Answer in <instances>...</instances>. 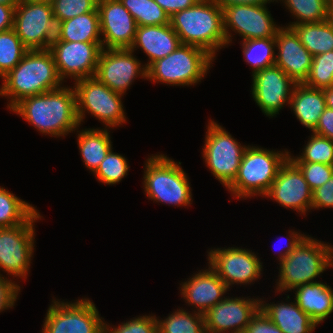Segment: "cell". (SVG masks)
Returning a JSON list of instances; mask_svg holds the SVG:
<instances>
[{
	"instance_id": "1",
	"label": "cell",
	"mask_w": 333,
	"mask_h": 333,
	"mask_svg": "<svg viewBox=\"0 0 333 333\" xmlns=\"http://www.w3.org/2000/svg\"><path fill=\"white\" fill-rule=\"evenodd\" d=\"M10 110L45 135L66 136L80 127L74 87L61 86L43 94L25 97Z\"/></svg>"
},
{
	"instance_id": "2",
	"label": "cell",
	"mask_w": 333,
	"mask_h": 333,
	"mask_svg": "<svg viewBox=\"0 0 333 333\" xmlns=\"http://www.w3.org/2000/svg\"><path fill=\"white\" fill-rule=\"evenodd\" d=\"M1 79L4 82L0 96L10 99L8 109L25 97L43 94L63 85L49 49L28 50L22 60Z\"/></svg>"
},
{
	"instance_id": "3",
	"label": "cell",
	"mask_w": 333,
	"mask_h": 333,
	"mask_svg": "<svg viewBox=\"0 0 333 333\" xmlns=\"http://www.w3.org/2000/svg\"><path fill=\"white\" fill-rule=\"evenodd\" d=\"M170 26L181 44L200 47L214 58L216 52L227 45L223 9L214 0H199L176 12L170 17Z\"/></svg>"
},
{
	"instance_id": "4",
	"label": "cell",
	"mask_w": 333,
	"mask_h": 333,
	"mask_svg": "<svg viewBox=\"0 0 333 333\" xmlns=\"http://www.w3.org/2000/svg\"><path fill=\"white\" fill-rule=\"evenodd\" d=\"M277 292L316 282V278L333 266V246L309 235L279 262ZM315 280V281H314Z\"/></svg>"
},
{
	"instance_id": "5",
	"label": "cell",
	"mask_w": 333,
	"mask_h": 333,
	"mask_svg": "<svg viewBox=\"0 0 333 333\" xmlns=\"http://www.w3.org/2000/svg\"><path fill=\"white\" fill-rule=\"evenodd\" d=\"M288 157V150L276 152L247 145L237 176L226 189L238 199L264 196Z\"/></svg>"
},
{
	"instance_id": "6",
	"label": "cell",
	"mask_w": 333,
	"mask_h": 333,
	"mask_svg": "<svg viewBox=\"0 0 333 333\" xmlns=\"http://www.w3.org/2000/svg\"><path fill=\"white\" fill-rule=\"evenodd\" d=\"M144 165L143 187L149 199L177 207L191 205L192 189L181 162L164 154H152Z\"/></svg>"
},
{
	"instance_id": "7",
	"label": "cell",
	"mask_w": 333,
	"mask_h": 333,
	"mask_svg": "<svg viewBox=\"0 0 333 333\" xmlns=\"http://www.w3.org/2000/svg\"><path fill=\"white\" fill-rule=\"evenodd\" d=\"M214 57L204 49L187 44L179 47L147 68V80L171 86H191L201 82Z\"/></svg>"
},
{
	"instance_id": "8",
	"label": "cell",
	"mask_w": 333,
	"mask_h": 333,
	"mask_svg": "<svg viewBox=\"0 0 333 333\" xmlns=\"http://www.w3.org/2000/svg\"><path fill=\"white\" fill-rule=\"evenodd\" d=\"M74 82L79 124L85 119L86 113L102 121L108 129L120 126L127 121L121 99L122 94L114 92L95 76Z\"/></svg>"
},
{
	"instance_id": "9",
	"label": "cell",
	"mask_w": 333,
	"mask_h": 333,
	"mask_svg": "<svg viewBox=\"0 0 333 333\" xmlns=\"http://www.w3.org/2000/svg\"><path fill=\"white\" fill-rule=\"evenodd\" d=\"M209 121L202 148L203 159L213 176L227 188L237 176L247 146L237 142L217 122Z\"/></svg>"
},
{
	"instance_id": "10",
	"label": "cell",
	"mask_w": 333,
	"mask_h": 333,
	"mask_svg": "<svg viewBox=\"0 0 333 333\" xmlns=\"http://www.w3.org/2000/svg\"><path fill=\"white\" fill-rule=\"evenodd\" d=\"M41 333H104V322L89 298L76 302L53 299Z\"/></svg>"
},
{
	"instance_id": "11",
	"label": "cell",
	"mask_w": 333,
	"mask_h": 333,
	"mask_svg": "<svg viewBox=\"0 0 333 333\" xmlns=\"http://www.w3.org/2000/svg\"><path fill=\"white\" fill-rule=\"evenodd\" d=\"M52 5L19 0L14 11L13 29L28 50H46L56 38Z\"/></svg>"
},
{
	"instance_id": "12",
	"label": "cell",
	"mask_w": 333,
	"mask_h": 333,
	"mask_svg": "<svg viewBox=\"0 0 333 333\" xmlns=\"http://www.w3.org/2000/svg\"><path fill=\"white\" fill-rule=\"evenodd\" d=\"M36 211L24 224L0 228V269L13 278L27 279L34 252ZM14 275V276H13Z\"/></svg>"
},
{
	"instance_id": "13",
	"label": "cell",
	"mask_w": 333,
	"mask_h": 333,
	"mask_svg": "<svg viewBox=\"0 0 333 333\" xmlns=\"http://www.w3.org/2000/svg\"><path fill=\"white\" fill-rule=\"evenodd\" d=\"M208 265L228 288L233 284L247 285L261 276L263 265L256 253L238 247L211 249Z\"/></svg>"
},
{
	"instance_id": "14",
	"label": "cell",
	"mask_w": 333,
	"mask_h": 333,
	"mask_svg": "<svg viewBox=\"0 0 333 333\" xmlns=\"http://www.w3.org/2000/svg\"><path fill=\"white\" fill-rule=\"evenodd\" d=\"M266 5L238 4L223 9L227 45L232 42L231 30L238 33L243 41L276 36L280 26L274 22Z\"/></svg>"
},
{
	"instance_id": "15",
	"label": "cell",
	"mask_w": 333,
	"mask_h": 333,
	"mask_svg": "<svg viewBox=\"0 0 333 333\" xmlns=\"http://www.w3.org/2000/svg\"><path fill=\"white\" fill-rule=\"evenodd\" d=\"M102 49V42L67 41H52L49 48L63 82L95 76Z\"/></svg>"
},
{
	"instance_id": "16",
	"label": "cell",
	"mask_w": 333,
	"mask_h": 333,
	"mask_svg": "<svg viewBox=\"0 0 333 333\" xmlns=\"http://www.w3.org/2000/svg\"><path fill=\"white\" fill-rule=\"evenodd\" d=\"M147 79V67L130 49H102L95 77L114 92L125 94L136 77Z\"/></svg>"
},
{
	"instance_id": "17",
	"label": "cell",
	"mask_w": 333,
	"mask_h": 333,
	"mask_svg": "<svg viewBox=\"0 0 333 333\" xmlns=\"http://www.w3.org/2000/svg\"><path fill=\"white\" fill-rule=\"evenodd\" d=\"M252 77V97L264 115L273 118L289 105L296 83L281 68L272 65Z\"/></svg>"
},
{
	"instance_id": "18",
	"label": "cell",
	"mask_w": 333,
	"mask_h": 333,
	"mask_svg": "<svg viewBox=\"0 0 333 333\" xmlns=\"http://www.w3.org/2000/svg\"><path fill=\"white\" fill-rule=\"evenodd\" d=\"M279 205L306 215L312 206V191L298 166L288 157L277 172L274 182L263 196Z\"/></svg>"
},
{
	"instance_id": "19",
	"label": "cell",
	"mask_w": 333,
	"mask_h": 333,
	"mask_svg": "<svg viewBox=\"0 0 333 333\" xmlns=\"http://www.w3.org/2000/svg\"><path fill=\"white\" fill-rule=\"evenodd\" d=\"M261 298L225 297L204 313L206 333H243Z\"/></svg>"
},
{
	"instance_id": "20",
	"label": "cell",
	"mask_w": 333,
	"mask_h": 333,
	"mask_svg": "<svg viewBox=\"0 0 333 333\" xmlns=\"http://www.w3.org/2000/svg\"><path fill=\"white\" fill-rule=\"evenodd\" d=\"M103 49H130L137 24L119 0H98Z\"/></svg>"
},
{
	"instance_id": "21",
	"label": "cell",
	"mask_w": 333,
	"mask_h": 333,
	"mask_svg": "<svg viewBox=\"0 0 333 333\" xmlns=\"http://www.w3.org/2000/svg\"><path fill=\"white\" fill-rule=\"evenodd\" d=\"M278 53L275 65L281 68L295 83H304L313 61V55L301 44L291 27H280L275 36Z\"/></svg>"
},
{
	"instance_id": "22",
	"label": "cell",
	"mask_w": 333,
	"mask_h": 333,
	"mask_svg": "<svg viewBox=\"0 0 333 333\" xmlns=\"http://www.w3.org/2000/svg\"><path fill=\"white\" fill-rule=\"evenodd\" d=\"M180 285L181 296L185 302L201 314L222 301L225 298L223 295L229 291L227 285L210 266Z\"/></svg>"
},
{
	"instance_id": "23",
	"label": "cell",
	"mask_w": 333,
	"mask_h": 333,
	"mask_svg": "<svg viewBox=\"0 0 333 333\" xmlns=\"http://www.w3.org/2000/svg\"><path fill=\"white\" fill-rule=\"evenodd\" d=\"M180 44V39L170 24L139 26L130 50L134 52L140 47L149 57L145 64L148 68L153 62L175 51Z\"/></svg>"
},
{
	"instance_id": "24",
	"label": "cell",
	"mask_w": 333,
	"mask_h": 333,
	"mask_svg": "<svg viewBox=\"0 0 333 333\" xmlns=\"http://www.w3.org/2000/svg\"><path fill=\"white\" fill-rule=\"evenodd\" d=\"M296 304L318 325L333 312V289L323 282H312L293 289Z\"/></svg>"
},
{
	"instance_id": "25",
	"label": "cell",
	"mask_w": 333,
	"mask_h": 333,
	"mask_svg": "<svg viewBox=\"0 0 333 333\" xmlns=\"http://www.w3.org/2000/svg\"><path fill=\"white\" fill-rule=\"evenodd\" d=\"M260 308L284 333H312L318 326L295 302L266 303L260 300Z\"/></svg>"
},
{
	"instance_id": "26",
	"label": "cell",
	"mask_w": 333,
	"mask_h": 333,
	"mask_svg": "<svg viewBox=\"0 0 333 333\" xmlns=\"http://www.w3.org/2000/svg\"><path fill=\"white\" fill-rule=\"evenodd\" d=\"M289 105L300 123L313 131L326 108L323 89L312 88L304 83H296Z\"/></svg>"
},
{
	"instance_id": "27",
	"label": "cell",
	"mask_w": 333,
	"mask_h": 333,
	"mask_svg": "<svg viewBox=\"0 0 333 333\" xmlns=\"http://www.w3.org/2000/svg\"><path fill=\"white\" fill-rule=\"evenodd\" d=\"M99 13H84L57 23L56 38L53 41L102 42Z\"/></svg>"
},
{
	"instance_id": "28",
	"label": "cell",
	"mask_w": 333,
	"mask_h": 333,
	"mask_svg": "<svg viewBox=\"0 0 333 333\" xmlns=\"http://www.w3.org/2000/svg\"><path fill=\"white\" fill-rule=\"evenodd\" d=\"M77 132L79 152L84 165L94 173L112 149L108 128H88Z\"/></svg>"
},
{
	"instance_id": "29",
	"label": "cell",
	"mask_w": 333,
	"mask_h": 333,
	"mask_svg": "<svg viewBox=\"0 0 333 333\" xmlns=\"http://www.w3.org/2000/svg\"><path fill=\"white\" fill-rule=\"evenodd\" d=\"M291 28L313 56L333 51V22L330 18L318 23L292 25Z\"/></svg>"
},
{
	"instance_id": "30",
	"label": "cell",
	"mask_w": 333,
	"mask_h": 333,
	"mask_svg": "<svg viewBox=\"0 0 333 333\" xmlns=\"http://www.w3.org/2000/svg\"><path fill=\"white\" fill-rule=\"evenodd\" d=\"M36 211L32 204L0 187V228L24 224Z\"/></svg>"
},
{
	"instance_id": "31",
	"label": "cell",
	"mask_w": 333,
	"mask_h": 333,
	"mask_svg": "<svg viewBox=\"0 0 333 333\" xmlns=\"http://www.w3.org/2000/svg\"><path fill=\"white\" fill-rule=\"evenodd\" d=\"M245 61L252 67V76L264 68L275 65V37L241 41Z\"/></svg>"
},
{
	"instance_id": "32",
	"label": "cell",
	"mask_w": 333,
	"mask_h": 333,
	"mask_svg": "<svg viewBox=\"0 0 333 333\" xmlns=\"http://www.w3.org/2000/svg\"><path fill=\"white\" fill-rule=\"evenodd\" d=\"M158 333H206L204 314L177 309L167 318L158 319Z\"/></svg>"
},
{
	"instance_id": "33",
	"label": "cell",
	"mask_w": 333,
	"mask_h": 333,
	"mask_svg": "<svg viewBox=\"0 0 333 333\" xmlns=\"http://www.w3.org/2000/svg\"><path fill=\"white\" fill-rule=\"evenodd\" d=\"M283 4L296 19L287 27L303 23H318L330 18L328 0H284Z\"/></svg>"
},
{
	"instance_id": "34",
	"label": "cell",
	"mask_w": 333,
	"mask_h": 333,
	"mask_svg": "<svg viewBox=\"0 0 333 333\" xmlns=\"http://www.w3.org/2000/svg\"><path fill=\"white\" fill-rule=\"evenodd\" d=\"M135 19L137 27L170 24L169 15L154 0H119Z\"/></svg>"
},
{
	"instance_id": "35",
	"label": "cell",
	"mask_w": 333,
	"mask_h": 333,
	"mask_svg": "<svg viewBox=\"0 0 333 333\" xmlns=\"http://www.w3.org/2000/svg\"><path fill=\"white\" fill-rule=\"evenodd\" d=\"M27 51L13 28L0 32V77L12 70Z\"/></svg>"
},
{
	"instance_id": "36",
	"label": "cell",
	"mask_w": 333,
	"mask_h": 333,
	"mask_svg": "<svg viewBox=\"0 0 333 333\" xmlns=\"http://www.w3.org/2000/svg\"><path fill=\"white\" fill-rule=\"evenodd\" d=\"M312 134L301 155L294 157L289 152V158L293 162H318L333 165V140Z\"/></svg>"
},
{
	"instance_id": "37",
	"label": "cell",
	"mask_w": 333,
	"mask_h": 333,
	"mask_svg": "<svg viewBox=\"0 0 333 333\" xmlns=\"http://www.w3.org/2000/svg\"><path fill=\"white\" fill-rule=\"evenodd\" d=\"M304 84L316 89L333 86V51L313 56L310 72Z\"/></svg>"
},
{
	"instance_id": "38",
	"label": "cell",
	"mask_w": 333,
	"mask_h": 333,
	"mask_svg": "<svg viewBox=\"0 0 333 333\" xmlns=\"http://www.w3.org/2000/svg\"><path fill=\"white\" fill-rule=\"evenodd\" d=\"M128 171L129 165L126 158L111 149L93 175H96L99 182L114 185L119 183Z\"/></svg>"
},
{
	"instance_id": "39",
	"label": "cell",
	"mask_w": 333,
	"mask_h": 333,
	"mask_svg": "<svg viewBox=\"0 0 333 333\" xmlns=\"http://www.w3.org/2000/svg\"><path fill=\"white\" fill-rule=\"evenodd\" d=\"M52 5L56 24L97 9L98 0H54Z\"/></svg>"
},
{
	"instance_id": "40",
	"label": "cell",
	"mask_w": 333,
	"mask_h": 333,
	"mask_svg": "<svg viewBox=\"0 0 333 333\" xmlns=\"http://www.w3.org/2000/svg\"><path fill=\"white\" fill-rule=\"evenodd\" d=\"M104 322V333H158L157 317L155 315H143L133 317L126 323L122 322L118 327H113Z\"/></svg>"
},
{
	"instance_id": "41",
	"label": "cell",
	"mask_w": 333,
	"mask_h": 333,
	"mask_svg": "<svg viewBox=\"0 0 333 333\" xmlns=\"http://www.w3.org/2000/svg\"><path fill=\"white\" fill-rule=\"evenodd\" d=\"M304 175L311 191L322 186L333 175V165L311 162H294Z\"/></svg>"
},
{
	"instance_id": "42",
	"label": "cell",
	"mask_w": 333,
	"mask_h": 333,
	"mask_svg": "<svg viewBox=\"0 0 333 333\" xmlns=\"http://www.w3.org/2000/svg\"><path fill=\"white\" fill-rule=\"evenodd\" d=\"M20 291L19 284L0 273V312L12 308Z\"/></svg>"
},
{
	"instance_id": "43",
	"label": "cell",
	"mask_w": 333,
	"mask_h": 333,
	"mask_svg": "<svg viewBox=\"0 0 333 333\" xmlns=\"http://www.w3.org/2000/svg\"><path fill=\"white\" fill-rule=\"evenodd\" d=\"M243 333H284L280 330L259 308L258 311L252 316L249 324Z\"/></svg>"
},
{
	"instance_id": "44",
	"label": "cell",
	"mask_w": 333,
	"mask_h": 333,
	"mask_svg": "<svg viewBox=\"0 0 333 333\" xmlns=\"http://www.w3.org/2000/svg\"><path fill=\"white\" fill-rule=\"evenodd\" d=\"M333 208V175L319 188L312 192L311 209Z\"/></svg>"
},
{
	"instance_id": "45",
	"label": "cell",
	"mask_w": 333,
	"mask_h": 333,
	"mask_svg": "<svg viewBox=\"0 0 333 333\" xmlns=\"http://www.w3.org/2000/svg\"><path fill=\"white\" fill-rule=\"evenodd\" d=\"M312 132L333 140V109L325 108L319 118L316 128Z\"/></svg>"
},
{
	"instance_id": "46",
	"label": "cell",
	"mask_w": 333,
	"mask_h": 333,
	"mask_svg": "<svg viewBox=\"0 0 333 333\" xmlns=\"http://www.w3.org/2000/svg\"><path fill=\"white\" fill-rule=\"evenodd\" d=\"M171 17L176 12L195 5L199 0H154Z\"/></svg>"
},
{
	"instance_id": "47",
	"label": "cell",
	"mask_w": 333,
	"mask_h": 333,
	"mask_svg": "<svg viewBox=\"0 0 333 333\" xmlns=\"http://www.w3.org/2000/svg\"><path fill=\"white\" fill-rule=\"evenodd\" d=\"M15 7L16 5L0 4V32L13 28Z\"/></svg>"
},
{
	"instance_id": "48",
	"label": "cell",
	"mask_w": 333,
	"mask_h": 333,
	"mask_svg": "<svg viewBox=\"0 0 333 333\" xmlns=\"http://www.w3.org/2000/svg\"><path fill=\"white\" fill-rule=\"evenodd\" d=\"M289 239H288V243L285 247V249L283 251L279 252V262L284 259L288 254H290L294 248L299 244V242L306 236L305 234H301L300 232H296V231H289Z\"/></svg>"
},
{
	"instance_id": "49",
	"label": "cell",
	"mask_w": 333,
	"mask_h": 333,
	"mask_svg": "<svg viewBox=\"0 0 333 333\" xmlns=\"http://www.w3.org/2000/svg\"><path fill=\"white\" fill-rule=\"evenodd\" d=\"M222 9L232 5L248 4V5H262L269 4V0H214Z\"/></svg>"
},
{
	"instance_id": "50",
	"label": "cell",
	"mask_w": 333,
	"mask_h": 333,
	"mask_svg": "<svg viewBox=\"0 0 333 333\" xmlns=\"http://www.w3.org/2000/svg\"><path fill=\"white\" fill-rule=\"evenodd\" d=\"M326 107L333 109V86L323 89Z\"/></svg>"
},
{
	"instance_id": "51",
	"label": "cell",
	"mask_w": 333,
	"mask_h": 333,
	"mask_svg": "<svg viewBox=\"0 0 333 333\" xmlns=\"http://www.w3.org/2000/svg\"><path fill=\"white\" fill-rule=\"evenodd\" d=\"M19 0H0V4L3 5H17Z\"/></svg>"
},
{
	"instance_id": "52",
	"label": "cell",
	"mask_w": 333,
	"mask_h": 333,
	"mask_svg": "<svg viewBox=\"0 0 333 333\" xmlns=\"http://www.w3.org/2000/svg\"><path fill=\"white\" fill-rule=\"evenodd\" d=\"M328 1H329L330 14H333V0H328Z\"/></svg>"
},
{
	"instance_id": "53",
	"label": "cell",
	"mask_w": 333,
	"mask_h": 333,
	"mask_svg": "<svg viewBox=\"0 0 333 333\" xmlns=\"http://www.w3.org/2000/svg\"><path fill=\"white\" fill-rule=\"evenodd\" d=\"M33 1H37V2H43V3L52 4L54 0H33Z\"/></svg>"
},
{
	"instance_id": "54",
	"label": "cell",
	"mask_w": 333,
	"mask_h": 333,
	"mask_svg": "<svg viewBox=\"0 0 333 333\" xmlns=\"http://www.w3.org/2000/svg\"><path fill=\"white\" fill-rule=\"evenodd\" d=\"M330 19L333 22V14L330 15Z\"/></svg>"
},
{
	"instance_id": "55",
	"label": "cell",
	"mask_w": 333,
	"mask_h": 333,
	"mask_svg": "<svg viewBox=\"0 0 333 333\" xmlns=\"http://www.w3.org/2000/svg\"><path fill=\"white\" fill-rule=\"evenodd\" d=\"M272 1H273V2H274V1L278 2V0H271V2H272ZM279 1H280V2L282 1V2H283L284 0H279Z\"/></svg>"
}]
</instances>
